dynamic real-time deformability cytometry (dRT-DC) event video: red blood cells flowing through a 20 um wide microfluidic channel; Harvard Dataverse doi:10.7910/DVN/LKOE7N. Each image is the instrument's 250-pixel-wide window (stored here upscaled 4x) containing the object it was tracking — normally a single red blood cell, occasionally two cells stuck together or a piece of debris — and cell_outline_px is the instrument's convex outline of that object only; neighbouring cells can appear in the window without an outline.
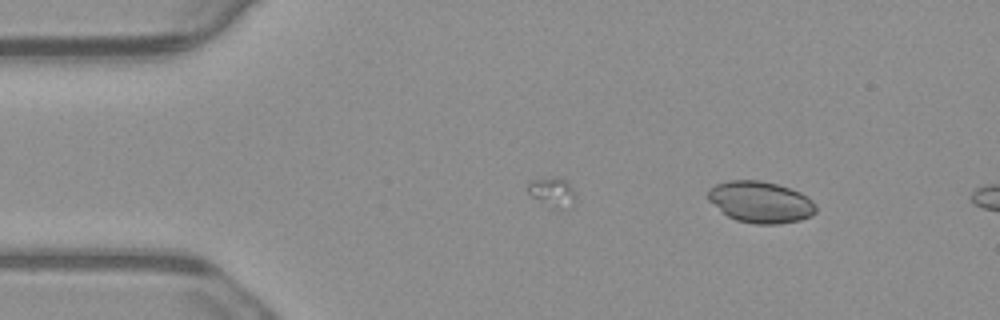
{"species": "common noctule bat (a hibernating species)", "species_latin": "Nyctalus noctula", "temperature_condition": "warm", "stored_images_in_passage": 5, "segment_of_instrument_passage": [2, 2], "camera_frame_rate_fps": 3000, "um_per_image_px": 0.085, "animal": {"sex": "male", "body_mass_g": 23.1, "forearm_length_mm": 52.7}, "frame": {"image": 1, "passage_image": 5, "time_ms": 1.333, "image_size_px": [1000, 320], "cell_outline_px": [[816, 212], [812, 216], [800, 220], [780, 224], [756, 224], [736, 220], [728, 216], [708, 200], [708, 188], [716, 184], [728, 180], [760, 180], [776, 184], [800, 192], [812, 200], [816, 204]], "centroid_in_image_um": [64.65, 17.18], "position_along_channel_um": 20.3, "area_um2": 26.13}}